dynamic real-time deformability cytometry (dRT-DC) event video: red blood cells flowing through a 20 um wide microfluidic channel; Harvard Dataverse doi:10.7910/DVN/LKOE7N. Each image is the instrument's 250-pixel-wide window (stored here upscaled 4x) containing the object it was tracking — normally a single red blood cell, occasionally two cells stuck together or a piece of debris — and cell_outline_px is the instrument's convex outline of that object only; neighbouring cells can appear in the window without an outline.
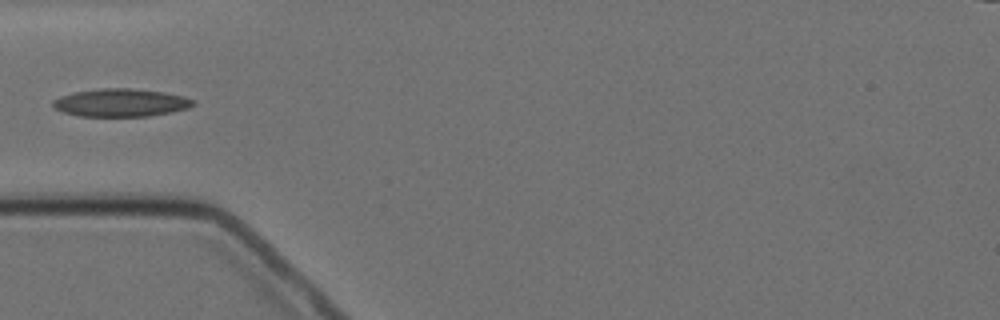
{"species": "Egyptian fruit bat (a non-hibernating species)", "species_latin": "Rousettus aegyptiacus", "temperature_condition": "cold", "stored_images_in_passage": 6, "camera_frame_rate_fps": 3000, "um_per_image_px": 0.085, "animal": {"sex": "female"}, "frame": {"image": 1, "passage_image": 4, "time_ms": 3.667, "image_size_px": [1000, 320], "cell_outline_px": [[196, 104], [188, 108], [172, 112], [148, 116], [80, 116], [64, 112], [52, 108], [52, 100], [60, 96], [76, 92], [100, 88], [132, 88], [164, 92], [184, 96], [196, 100]], "centroid_in_image_um": [10.29, 8.72], "position_along_channel_um": 74.7, "area_um2": 22.95}}
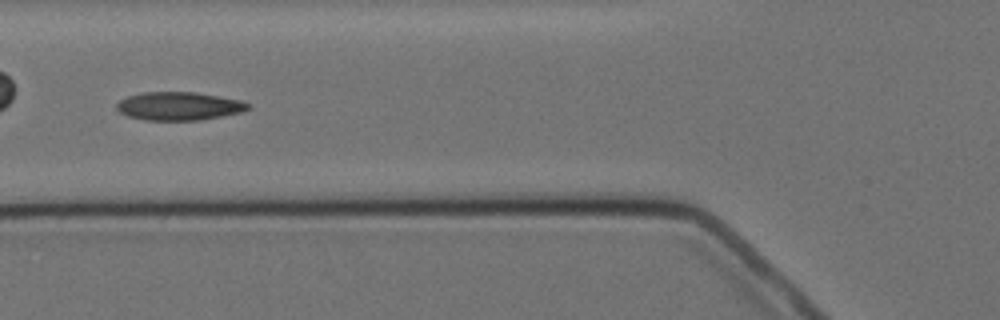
{"frame": {"image": 2, "passage_image": 5, "time_ms": 4.667, "image_size_px": [1000, 320], "cell_outline_px": [[252, 108], [240, 112], [200, 120], [144, 120], [128, 116], [120, 112], [116, 108], [116, 104], [120, 100], [128, 96], [144, 92], [192, 92], [240, 100], [252, 104]], "centroid_in_image_um": [15.21, 9.02], "position_along_channel_um": 110.6, "area_um2": 21.5}}
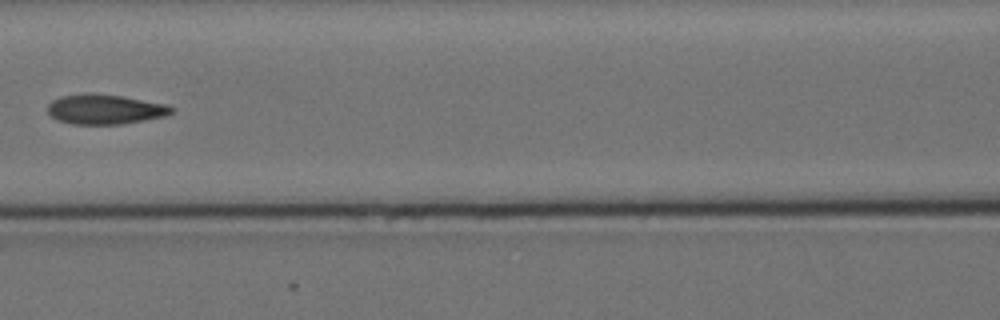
{"frame": {"image": 3, "passage_image": 6, "time_ms": 6.0, "image_size_px": [1000, 320], "cell_outline_px": [[176, 108], [172, 112], [164, 116], [144, 120], [120, 124], [72, 124], [56, 120], [48, 112], [48, 104], [52, 100], [60, 96], [120, 96], [168, 104]], "centroid_in_image_um": [8.96, 9.33], "position_along_channel_um": 157.6, "area_um2": 20.75}}